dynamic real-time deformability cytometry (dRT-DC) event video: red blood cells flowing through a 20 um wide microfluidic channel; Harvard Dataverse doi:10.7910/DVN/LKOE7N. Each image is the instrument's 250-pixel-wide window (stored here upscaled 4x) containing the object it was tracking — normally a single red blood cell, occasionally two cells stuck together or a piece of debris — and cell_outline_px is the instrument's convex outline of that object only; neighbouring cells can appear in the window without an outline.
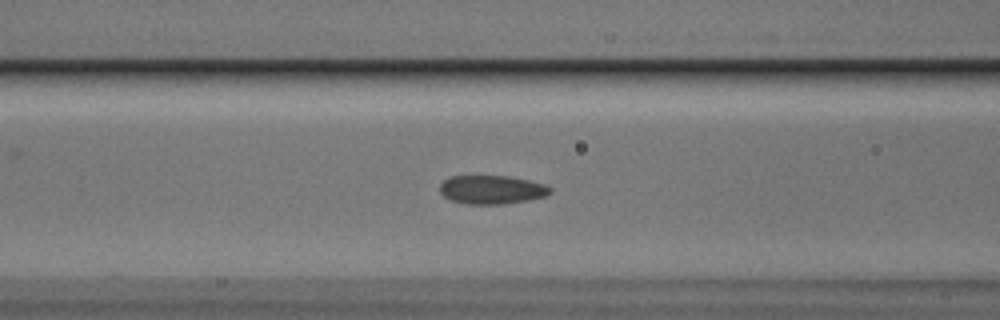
{"species": "Egyptian fruit bat (a non-hibernating species)", "species_latin": "Rousettus aegyptiacus", "temperature_condition": "cold", "stored_images_in_passage": 31, "camera_frame_rate_fps": 3000, "um_per_image_px": 0.085, "animal": {"sex": "male"}, "frame": {"image": 1, "passage_image": 8, "time_ms": 2.333, "image_size_px": [1000, 320], "cell_outline_px": [[552, 192], [544, 196], [528, 200], [504, 204], [464, 204], [452, 200], [444, 196], [440, 192], [440, 184], [444, 180], [452, 176], [508, 176], [548, 184], [552, 188]], "centroid_in_image_um": [41.83, 16.12], "position_along_channel_um": 124.8, "area_um2": 18.5}}
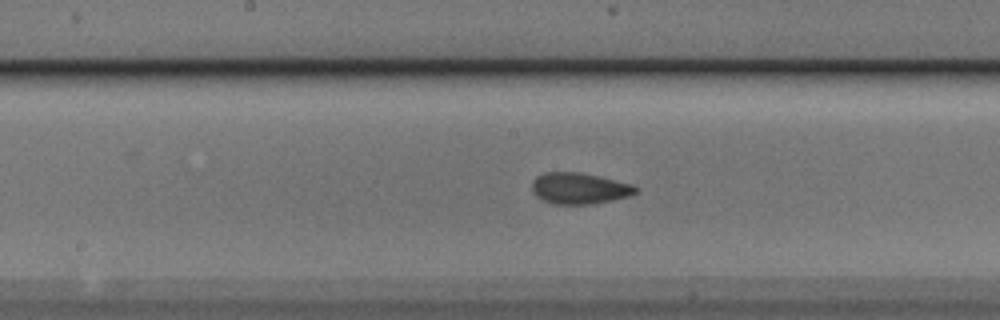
{"frame": {"image": 2, "passage_image": 14, "time_ms": 4.333, "image_size_px": [1000, 320], "cell_outline_px": [[640, 188], [636, 192], [628, 196], [612, 200], [592, 204], [552, 204], [536, 196], [532, 192], [532, 180], [536, 176], [544, 172], [580, 172], [632, 184]], "centroid_in_image_um": [49.21, 16.01], "position_along_channel_um": 199.0, "area_um2": 18.9}}
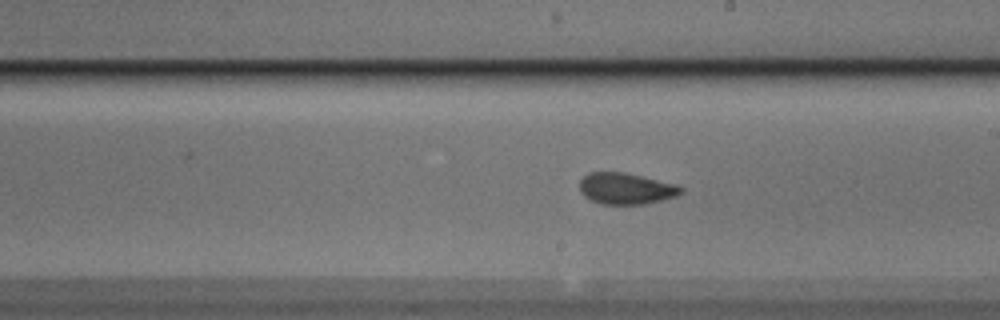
{"frame": {"image": 3, "passage_image": 17, "time_ms": 5.333, "image_size_px": [1000, 320], "cell_outline_px": [[684, 192], [676, 196], [648, 204], [600, 204], [584, 196], [580, 192], [580, 180], [588, 172], [624, 172], [676, 184], [684, 188]], "centroid_in_image_um": [53.22, 16.03], "position_along_channel_um": 235.8, "area_um2": 18.61}, "authors_computed_cell_mechanics": {"area_um2": 18.6116, "velocity_mm_per_s": 3.7019, "shape_relaxation_time_tau1_ms": 5.5451, "shape_relaxation_time_tau2_ms": 1.3978, "deformation_change_tau1": 0.1075, "deformation_change_tau2": 0.0502}}